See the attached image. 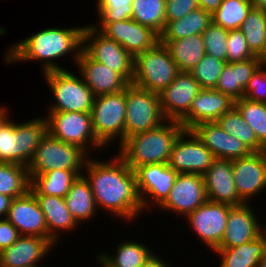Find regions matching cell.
<instances>
[{
	"label": "cell",
	"instance_id": "1",
	"mask_svg": "<svg viewBox=\"0 0 266 267\" xmlns=\"http://www.w3.org/2000/svg\"><path fill=\"white\" fill-rule=\"evenodd\" d=\"M84 171L97 208L129 222L140 217L143 206L135 172L118 155L105 162L89 157Z\"/></svg>",
	"mask_w": 266,
	"mask_h": 267
},
{
	"label": "cell",
	"instance_id": "2",
	"mask_svg": "<svg viewBox=\"0 0 266 267\" xmlns=\"http://www.w3.org/2000/svg\"><path fill=\"white\" fill-rule=\"evenodd\" d=\"M84 27L85 25L70 28H58L57 26L42 29L7 48L4 55L5 62L14 64L23 61H38L43 74L67 70L60 65L57 59L60 60V58L71 55L76 64L83 48Z\"/></svg>",
	"mask_w": 266,
	"mask_h": 267
},
{
	"label": "cell",
	"instance_id": "3",
	"mask_svg": "<svg viewBox=\"0 0 266 267\" xmlns=\"http://www.w3.org/2000/svg\"><path fill=\"white\" fill-rule=\"evenodd\" d=\"M184 127L166 120L156 128L125 138L119 144L118 156L135 171L148 164L168 163L173 144Z\"/></svg>",
	"mask_w": 266,
	"mask_h": 267
},
{
	"label": "cell",
	"instance_id": "4",
	"mask_svg": "<svg viewBox=\"0 0 266 267\" xmlns=\"http://www.w3.org/2000/svg\"><path fill=\"white\" fill-rule=\"evenodd\" d=\"M8 116L0 125V162L27 167L48 132L46 117L15 123Z\"/></svg>",
	"mask_w": 266,
	"mask_h": 267
},
{
	"label": "cell",
	"instance_id": "5",
	"mask_svg": "<svg viewBox=\"0 0 266 267\" xmlns=\"http://www.w3.org/2000/svg\"><path fill=\"white\" fill-rule=\"evenodd\" d=\"M89 157L92 158L81 147L60 141L47 132L27 166L30 180L56 169L84 170Z\"/></svg>",
	"mask_w": 266,
	"mask_h": 267
},
{
	"label": "cell",
	"instance_id": "6",
	"mask_svg": "<svg viewBox=\"0 0 266 267\" xmlns=\"http://www.w3.org/2000/svg\"><path fill=\"white\" fill-rule=\"evenodd\" d=\"M178 72L169 50L159 42L134 57L132 84L159 94L173 82Z\"/></svg>",
	"mask_w": 266,
	"mask_h": 267
},
{
	"label": "cell",
	"instance_id": "7",
	"mask_svg": "<svg viewBox=\"0 0 266 267\" xmlns=\"http://www.w3.org/2000/svg\"><path fill=\"white\" fill-rule=\"evenodd\" d=\"M75 74L68 69L43 74L54 96V103L49 104L48 112L91 113L95 95L82 77Z\"/></svg>",
	"mask_w": 266,
	"mask_h": 267
},
{
	"label": "cell",
	"instance_id": "8",
	"mask_svg": "<svg viewBox=\"0 0 266 267\" xmlns=\"http://www.w3.org/2000/svg\"><path fill=\"white\" fill-rule=\"evenodd\" d=\"M125 90L95 96L92 106V127L97 139L105 146L125 139Z\"/></svg>",
	"mask_w": 266,
	"mask_h": 267
},
{
	"label": "cell",
	"instance_id": "9",
	"mask_svg": "<svg viewBox=\"0 0 266 267\" xmlns=\"http://www.w3.org/2000/svg\"><path fill=\"white\" fill-rule=\"evenodd\" d=\"M125 99V138L156 128L166 121L158 93L131 83L125 89Z\"/></svg>",
	"mask_w": 266,
	"mask_h": 267
},
{
	"label": "cell",
	"instance_id": "10",
	"mask_svg": "<svg viewBox=\"0 0 266 267\" xmlns=\"http://www.w3.org/2000/svg\"><path fill=\"white\" fill-rule=\"evenodd\" d=\"M48 132L56 139L89 150H101L105 146L97 139L92 116L88 112H47Z\"/></svg>",
	"mask_w": 266,
	"mask_h": 267
},
{
	"label": "cell",
	"instance_id": "11",
	"mask_svg": "<svg viewBox=\"0 0 266 267\" xmlns=\"http://www.w3.org/2000/svg\"><path fill=\"white\" fill-rule=\"evenodd\" d=\"M93 60L119 73L129 84L133 79L134 58L116 41L106 37L91 23L83 30V48Z\"/></svg>",
	"mask_w": 266,
	"mask_h": 267
},
{
	"label": "cell",
	"instance_id": "12",
	"mask_svg": "<svg viewBox=\"0 0 266 267\" xmlns=\"http://www.w3.org/2000/svg\"><path fill=\"white\" fill-rule=\"evenodd\" d=\"M215 159L191 130L184 129L173 144L168 166L178 174L203 175Z\"/></svg>",
	"mask_w": 266,
	"mask_h": 267
},
{
	"label": "cell",
	"instance_id": "13",
	"mask_svg": "<svg viewBox=\"0 0 266 267\" xmlns=\"http://www.w3.org/2000/svg\"><path fill=\"white\" fill-rule=\"evenodd\" d=\"M134 172L143 211L149 210L151 206L159 209L168 197L178 173L168 163L143 165Z\"/></svg>",
	"mask_w": 266,
	"mask_h": 267
},
{
	"label": "cell",
	"instance_id": "14",
	"mask_svg": "<svg viewBox=\"0 0 266 267\" xmlns=\"http://www.w3.org/2000/svg\"><path fill=\"white\" fill-rule=\"evenodd\" d=\"M231 205L207 200L186 216L191 230L211 252L220 245L224 236Z\"/></svg>",
	"mask_w": 266,
	"mask_h": 267
},
{
	"label": "cell",
	"instance_id": "15",
	"mask_svg": "<svg viewBox=\"0 0 266 267\" xmlns=\"http://www.w3.org/2000/svg\"><path fill=\"white\" fill-rule=\"evenodd\" d=\"M204 177L200 174H178L160 210L186 217L207 201Z\"/></svg>",
	"mask_w": 266,
	"mask_h": 267
},
{
	"label": "cell",
	"instance_id": "16",
	"mask_svg": "<svg viewBox=\"0 0 266 267\" xmlns=\"http://www.w3.org/2000/svg\"><path fill=\"white\" fill-rule=\"evenodd\" d=\"M232 169L236 191L245 203L266 189V151L232 160Z\"/></svg>",
	"mask_w": 266,
	"mask_h": 267
},
{
	"label": "cell",
	"instance_id": "17",
	"mask_svg": "<svg viewBox=\"0 0 266 267\" xmlns=\"http://www.w3.org/2000/svg\"><path fill=\"white\" fill-rule=\"evenodd\" d=\"M201 89L190 72L179 71L173 82L159 93L166 120L180 121L189 112L192 100Z\"/></svg>",
	"mask_w": 266,
	"mask_h": 267
},
{
	"label": "cell",
	"instance_id": "18",
	"mask_svg": "<svg viewBox=\"0 0 266 267\" xmlns=\"http://www.w3.org/2000/svg\"><path fill=\"white\" fill-rule=\"evenodd\" d=\"M6 219L17 228L21 236H40L49 239L54 245H58L48 234L44 214L30 190L26 194L12 199Z\"/></svg>",
	"mask_w": 266,
	"mask_h": 267
},
{
	"label": "cell",
	"instance_id": "19",
	"mask_svg": "<svg viewBox=\"0 0 266 267\" xmlns=\"http://www.w3.org/2000/svg\"><path fill=\"white\" fill-rule=\"evenodd\" d=\"M100 32L119 43L133 58L159 43V35L133 19L107 23Z\"/></svg>",
	"mask_w": 266,
	"mask_h": 267
},
{
	"label": "cell",
	"instance_id": "20",
	"mask_svg": "<svg viewBox=\"0 0 266 267\" xmlns=\"http://www.w3.org/2000/svg\"><path fill=\"white\" fill-rule=\"evenodd\" d=\"M235 106V101L216 89L202 88L192 100L189 112L179 121L185 130L202 122L217 121Z\"/></svg>",
	"mask_w": 266,
	"mask_h": 267
},
{
	"label": "cell",
	"instance_id": "21",
	"mask_svg": "<svg viewBox=\"0 0 266 267\" xmlns=\"http://www.w3.org/2000/svg\"><path fill=\"white\" fill-rule=\"evenodd\" d=\"M190 130L217 159L235 160L252 153L242 141L227 133L217 121L202 122Z\"/></svg>",
	"mask_w": 266,
	"mask_h": 267
},
{
	"label": "cell",
	"instance_id": "22",
	"mask_svg": "<svg viewBox=\"0 0 266 267\" xmlns=\"http://www.w3.org/2000/svg\"><path fill=\"white\" fill-rule=\"evenodd\" d=\"M75 66L78 67L76 73L82 77L95 96L118 93L129 85L119 73L93 60L83 49Z\"/></svg>",
	"mask_w": 266,
	"mask_h": 267
},
{
	"label": "cell",
	"instance_id": "23",
	"mask_svg": "<svg viewBox=\"0 0 266 267\" xmlns=\"http://www.w3.org/2000/svg\"><path fill=\"white\" fill-rule=\"evenodd\" d=\"M250 203L231 206L224 236L218 248H232L254 240L263 231Z\"/></svg>",
	"mask_w": 266,
	"mask_h": 267
},
{
	"label": "cell",
	"instance_id": "24",
	"mask_svg": "<svg viewBox=\"0 0 266 267\" xmlns=\"http://www.w3.org/2000/svg\"><path fill=\"white\" fill-rule=\"evenodd\" d=\"M56 246L40 236H20L0 252V267H41L38 263Z\"/></svg>",
	"mask_w": 266,
	"mask_h": 267
},
{
	"label": "cell",
	"instance_id": "25",
	"mask_svg": "<svg viewBox=\"0 0 266 267\" xmlns=\"http://www.w3.org/2000/svg\"><path fill=\"white\" fill-rule=\"evenodd\" d=\"M207 199L231 206L244 204L233 179L232 160L215 159L203 174Z\"/></svg>",
	"mask_w": 266,
	"mask_h": 267
},
{
	"label": "cell",
	"instance_id": "26",
	"mask_svg": "<svg viewBox=\"0 0 266 267\" xmlns=\"http://www.w3.org/2000/svg\"><path fill=\"white\" fill-rule=\"evenodd\" d=\"M41 208L48 229V234L59 243L64 232L76 231L79 225L68 210L65 198L51 195H34ZM61 231V232H59Z\"/></svg>",
	"mask_w": 266,
	"mask_h": 267
},
{
	"label": "cell",
	"instance_id": "27",
	"mask_svg": "<svg viewBox=\"0 0 266 267\" xmlns=\"http://www.w3.org/2000/svg\"><path fill=\"white\" fill-rule=\"evenodd\" d=\"M260 65L261 58L232 64L226 63L214 89L230 96L234 101L244 98V89Z\"/></svg>",
	"mask_w": 266,
	"mask_h": 267
},
{
	"label": "cell",
	"instance_id": "28",
	"mask_svg": "<svg viewBox=\"0 0 266 267\" xmlns=\"http://www.w3.org/2000/svg\"><path fill=\"white\" fill-rule=\"evenodd\" d=\"M266 250V233L263 231L254 240L232 247L217 248L219 267H258Z\"/></svg>",
	"mask_w": 266,
	"mask_h": 267
},
{
	"label": "cell",
	"instance_id": "29",
	"mask_svg": "<svg viewBox=\"0 0 266 267\" xmlns=\"http://www.w3.org/2000/svg\"><path fill=\"white\" fill-rule=\"evenodd\" d=\"M159 42L169 50L178 71L181 72H191L206 54L202 34Z\"/></svg>",
	"mask_w": 266,
	"mask_h": 267
},
{
	"label": "cell",
	"instance_id": "30",
	"mask_svg": "<svg viewBox=\"0 0 266 267\" xmlns=\"http://www.w3.org/2000/svg\"><path fill=\"white\" fill-rule=\"evenodd\" d=\"M115 253H98L97 261L101 267H140L151 255L154 254L145 244L123 240L115 248ZM105 253V254H104Z\"/></svg>",
	"mask_w": 266,
	"mask_h": 267
},
{
	"label": "cell",
	"instance_id": "31",
	"mask_svg": "<svg viewBox=\"0 0 266 267\" xmlns=\"http://www.w3.org/2000/svg\"><path fill=\"white\" fill-rule=\"evenodd\" d=\"M84 174L83 170H52L31 179L30 191L34 195L65 198L72 184Z\"/></svg>",
	"mask_w": 266,
	"mask_h": 267
},
{
	"label": "cell",
	"instance_id": "32",
	"mask_svg": "<svg viewBox=\"0 0 266 267\" xmlns=\"http://www.w3.org/2000/svg\"><path fill=\"white\" fill-rule=\"evenodd\" d=\"M65 203L78 225L96 217L97 206L89 182L81 175L65 196Z\"/></svg>",
	"mask_w": 266,
	"mask_h": 267
},
{
	"label": "cell",
	"instance_id": "33",
	"mask_svg": "<svg viewBox=\"0 0 266 267\" xmlns=\"http://www.w3.org/2000/svg\"><path fill=\"white\" fill-rule=\"evenodd\" d=\"M211 22L212 15L198 8L181 19L166 22L159 35V41H172L187 36L201 35Z\"/></svg>",
	"mask_w": 266,
	"mask_h": 267
},
{
	"label": "cell",
	"instance_id": "34",
	"mask_svg": "<svg viewBox=\"0 0 266 267\" xmlns=\"http://www.w3.org/2000/svg\"><path fill=\"white\" fill-rule=\"evenodd\" d=\"M217 123L227 133L242 141L251 152L266 151V148L258 141L254 130L243 119V116L235 106L222 115L217 120Z\"/></svg>",
	"mask_w": 266,
	"mask_h": 267
},
{
	"label": "cell",
	"instance_id": "35",
	"mask_svg": "<svg viewBox=\"0 0 266 267\" xmlns=\"http://www.w3.org/2000/svg\"><path fill=\"white\" fill-rule=\"evenodd\" d=\"M31 180L27 167L15 163L0 162V194L12 199L30 190Z\"/></svg>",
	"mask_w": 266,
	"mask_h": 267
},
{
	"label": "cell",
	"instance_id": "36",
	"mask_svg": "<svg viewBox=\"0 0 266 267\" xmlns=\"http://www.w3.org/2000/svg\"><path fill=\"white\" fill-rule=\"evenodd\" d=\"M239 29L250 50L261 57L266 52V12L253 6Z\"/></svg>",
	"mask_w": 266,
	"mask_h": 267
},
{
	"label": "cell",
	"instance_id": "37",
	"mask_svg": "<svg viewBox=\"0 0 266 267\" xmlns=\"http://www.w3.org/2000/svg\"><path fill=\"white\" fill-rule=\"evenodd\" d=\"M165 1L166 0H133L131 19L152 29L160 35L166 23Z\"/></svg>",
	"mask_w": 266,
	"mask_h": 267
},
{
	"label": "cell",
	"instance_id": "38",
	"mask_svg": "<svg viewBox=\"0 0 266 267\" xmlns=\"http://www.w3.org/2000/svg\"><path fill=\"white\" fill-rule=\"evenodd\" d=\"M253 6L252 0H223L212 21L228 31L239 29Z\"/></svg>",
	"mask_w": 266,
	"mask_h": 267
},
{
	"label": "cell",
	"instance_id": "39",
	"mask_svg": "<svg viewBox=\"0 0 266 267\" xmlns=\"http://www.w3.org/2000/svg\"><path fill=\"white\" fill-rule=\"evenodd\" d=\"M235 107L254 130L258 141L266 148V103L253 102L242 98L235 101Z\"/></svg>",
	"mask_w": 266,
	"mask_h": 267
},
{
	"label": "cell",
	"instance_id": "40",
	"mask_svg": "<svg viewBox=\"0 0 266 267\" xmlns=\"http://www.w3.org/2000/svg\"><path fill=\"white\" fill-rule=\"evenodd\" d=\"M133 0H97L99 22L91 25L101 30L107 23L124 21L132 18ZM99 24V25H97Z\"/></svg>",
	"mask_w": 266,
	"mask_h": 267
},
{
	"label": "cell",
	"instance_id": "41",
	"mask_svg": "<svg viewBox=\"0 0 266 267\" xmlns=\"http://www.w3.org/2000/svg\"><path fill=\"white\" fill-rule=\"evenodd\" d=\"M225 65L226 61L205 54L190 73L201 88L213 89L216 87L219 76Z\"/></svg>",
	"mask_w": 266,
	"mask_h": 267
},
{
	"label": "cell",
	"instance_id": "42",
	"mask_svg": "<svg viewBox=\"0 0 266 267\" xmlns=\"http://www.w3.org/2000/svg\"><path fill=\"white\" fill-rule=\"evenodd\" d=\"M228 33V30L212 21L202 33L206 54L226 61Z\"/></svg>",
	"mask_w": 266,
	"mask_h": 267
},
{
	"label": "cell",
	"instance_id": "43",
	"mask_svg": "<svg viewBox=\"0 0 266 267\" xmlns=\"http://www.w3.org/2000/svg\"><path fill=\"white\" fill-rule=\"evenodd\" d=\"M227 42L226 63L228 64L243 62L252 58H261L250 50L245 35L240 29L230 30Z\"/></svg>",
	"mask_w": 266,
	"mask_h": 267
},
{
	"label": "cell",
	"instance_id": "44",
	"mask_svg": "<svg viewBox=\"0 0 266 267\" xmlns=\"http://www.w3.org/2000/svg\"><path fill=\"white\" fill-rule=\"evenodd\" d=\"M244 98L249 101L266 103V68L260 65L252 74L244 89Z\"/></svg>",
	"mask_w": 266,
	"mask_h": 267
},
{
	"label": "cell",
	"instance_id": "45",
	"mask_svg": "<svg viewBox=\"0 0 266 267\" xmlns=\"http://www.w3.org/2000/svg\"><path fill=\"white\" fill-rule=\"evenodd\" d=\"M198 8L197 0H166L165 21L169 22L181 19Z\"/></svg>",
	"mask_w": 266,
	"mask_h": 267
},
{
	"label": "cell",
	"instance_id": "46",
	"mask_svg": "<svg viewBox=\"0 0 266 267\" xmlns=\"http://www.w3.org/2000/svg\"><path fill=\"white\" fill-rule=\"evenodd\" d=\"M21 235L6 218L0 219V252L10 247Z\"/></svg>",
	"mask_w": 266,
	"mask_h": 267
},
{
	"label": "cell",
	"instance_id": "47",
	"mask_svg": "<svg viewBox=\"0 0 266 267\" xmlns=\"http://www.w3.org/2000/svg\"><path fill=\"white\" fill-rule=\"evenodd\" d=\"M140 267H171V265L154 253Z\"/></svg>",
	"mask_w": 266,
	"mask_h": 267
},
{
	"label": "cell",
	"instance_id": "48",
	"mask_svg": "<svg viewBox=\"0 0 266 267\" xmlns=\"http://www.w3.org/2000/svg\"><path fill=\"white\" fill-rule=\"evenodd\" d=\"M223 0H197L199 8L211 15L218 9Z\"/></svg>",
	"mask_w": 266,
	"mask_h": 267
},
{
	"label": "cell",
	"instance_id": "49",
	"mask_svg": "<svg viewBox=\"0 0 266 267\" xmlns=\"http://www.w3.org/2000/svg\"><path fill=\"white\" fill-rule=\"evenodd\" d=\"M11 201H12L11 197L4 194H0V219L6 218L10 208Z\"/></svg>",
	"mask_w": 266,
	"mask_h": 267
},
{
	"label": "cell",
	"instance_id": "50",
	"mask_svg": "<svg viewBox=\"0 0 266 267\" xmlns=\"http://www.w3.org/2000/svg\"><path fill=\"white\" fill-rule=\"evenodd\" d=\"M8 116H10V114L8 112V108L7 107H0V125Z\"/></svg>",
	"mask_w": 266,
	"mask_h": 267
},
{
	"label": "cell",
	"instance_id": "51",
	"mask_svg": "<svg viewBox=\"0 0 266 267\" xmlns=\"http://www.w3.org/2000/svg\"><path fill=\"white\" fill-rule=\"evenodd\" d=\"M254 6L263 9L266 12V0H252Z\"/></svg>",
	"mask_w": 266,
	"mask_h": 267
},
{
	"label": "cell",
	"instance_id": "52",
	"mask_svg": "<svg viewBox=\"0 0 266 267\" xmlns=\"http://www.w3.org/2000/svg\"><path fill=\"white\" fill-rule=\"evenodd\" d=\"M258 267H266V250H265L264 256L260 260Z\"/></svg>",
	"mask_w": 266,
	"mask_h": 267
},
{
	"label": "cell",
	"instance_id": "53",
	"mask_svg": "<svg viewBox=\"0 0 266 267\" xmlns=\"http://www.w3.org/2000/svg\"><path fill=\"white\" fill-rule=\"evenodd\" d=\"M261 65L266 68V52L261 56Z\"/></svg>",
	"mask_w": 266,
	"mask_h": 267
},
{
	"label": "cell",
	"instance_id": "54",
	"mask_svg": "<svg viewBox=\"0 0 266 267\" xmlns=\"http://www.w3.org/2000/svg\"><path fill=\"white\" fill-rule=\"evenodd\" d=\"M263 229H264V232L266 233V224H265V226L263 227Z\"/></svg>",
	"mask_w": 266,
	"mask_h": 267
}]
</instances>
